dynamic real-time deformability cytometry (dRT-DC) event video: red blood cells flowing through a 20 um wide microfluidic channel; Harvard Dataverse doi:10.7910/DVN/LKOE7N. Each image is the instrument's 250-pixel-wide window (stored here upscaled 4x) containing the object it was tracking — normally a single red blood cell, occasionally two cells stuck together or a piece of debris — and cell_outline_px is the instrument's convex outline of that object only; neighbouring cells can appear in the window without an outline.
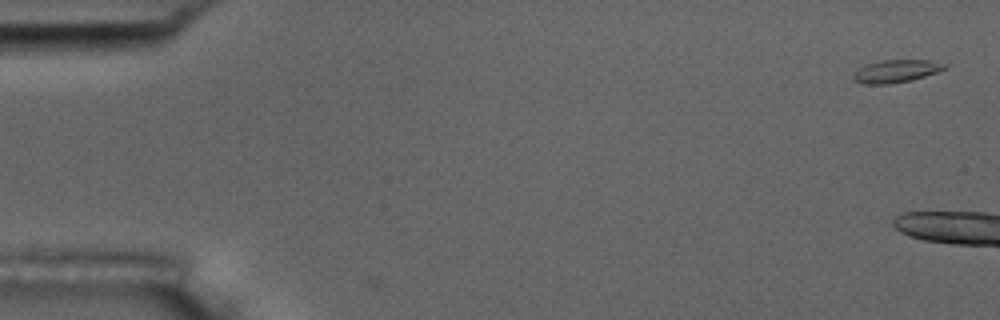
{"species": "common noctule bat (a hibernating species)", "species_latin": "Nyctalus noctula", "temperature_condition": "room temperature", "stored_images_in_passage": 2, "camera_frame_rate_fps": 3000, "um_per_image_px": 0.085, "animal": {"sex": "male", "body_mass_g": 17.5, "forearm_length_mm": 52.3}, "frame": {"image": 1, "passage_image": 2, "time_ms": 0.333, "image_size_px": [1000, 320], "cell_outline_px": [[948, 68], [912, 80], [888, 84], [864, 84], [852, 80], [852, 76], [864, 64], [880, 60], [932, 60], [948, 64]], "centroid_in_image_um": [76.18, 6.04], "position_along_channel_um": 8.8, "area_um2": 12.2}}